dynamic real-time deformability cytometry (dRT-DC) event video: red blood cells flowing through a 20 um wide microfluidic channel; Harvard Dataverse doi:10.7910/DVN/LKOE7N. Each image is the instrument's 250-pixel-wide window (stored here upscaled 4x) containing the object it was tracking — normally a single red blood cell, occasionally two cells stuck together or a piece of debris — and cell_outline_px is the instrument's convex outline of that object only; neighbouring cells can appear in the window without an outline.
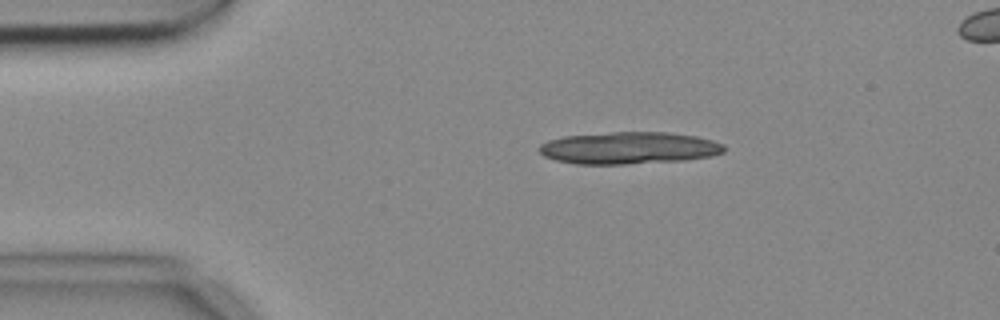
{"species": "common noctule bat (a hibernating species)", "species_latin": "Nyctalus noctula", "temperature_condition": "cold", "stored_images_in_passage": 6, "camera_frame_rate_fps": 3000, "um_per_image_px": 0.085, "animal": {"sex": "female", "body_mass_g": 18.4}, "frame": {"image": 1, "passage_image": 2, "time_ms": 0.333, "image_size_px": [1000, 320], "cell_outline_px": [[724, 152], [712, 156], [684, 160], [624, 164], [576, 164], [556, 160], [544, 156], [540, 152], [540, 144], [548, 140], [564, 136], [612, 132], [668, 132], [696, 136], [712, 140], [724, 144]], "centroid_in_image_um": [53.47, 12.57], "position_along_channel_um": 31.5, "area_um2": 34.56}}
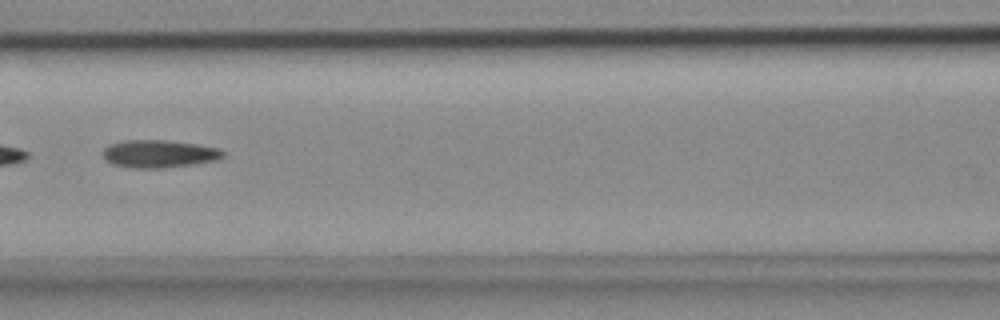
{"frame": {"image": 2, "passage_image": 6, "time_ms": 1.667, "image_size_px": [1000, 320], "cell_outline_px": [[224, 156], [216, 160], [192, 164], [160, 168], [132, 168], [112, 164], [104, 160], [104, 148], [112, 144], [124, 140], [164, 140], [196, 144], [220, 148], [224, 152]], "centroid_in_image_um": [13.51, 13.07], "position_along_channel_um": 153.1, "area_um2": 19.25}}